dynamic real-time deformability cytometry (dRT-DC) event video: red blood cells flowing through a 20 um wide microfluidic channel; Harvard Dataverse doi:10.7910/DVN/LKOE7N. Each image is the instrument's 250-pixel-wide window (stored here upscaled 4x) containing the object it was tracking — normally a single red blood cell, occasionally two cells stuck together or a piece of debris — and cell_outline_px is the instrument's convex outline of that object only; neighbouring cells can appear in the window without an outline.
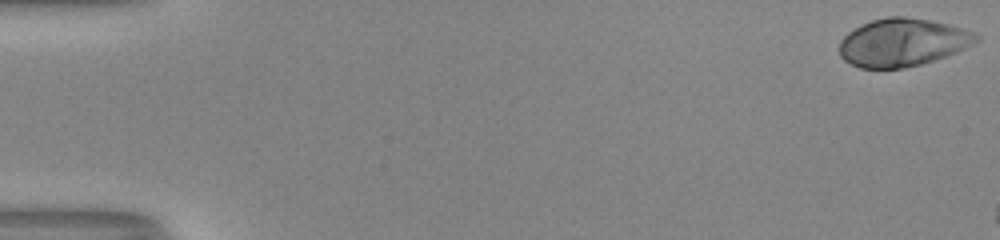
{"species": "human", "species_latin": "Homo sapiens", "temperature_condition": "room temperature", "stored_images_in_passage": 9, "camera_frame_rate_fps": 3000, "um_per_image_px": 0.085, "donor": {"sex": "male"}, "frame": {"image": 1, "passage_image": 1, "time_ms": 0.0, "image_size_px": [1000, 240], "cell_outline_px": [[980, 40], [956, 52], [920, 64], [904, 68], [860, 68], [844, 60], [840, 56], [840, 40], [848, 32], [872, 20], [888, 16], [904, 16], [928, 20], [948, 24], [972, 32], [980, 36]], "centroid_in_image_um": [76.7, 3.6], "position_along_channel_um": 8.3, "area_um2": 37.74}}